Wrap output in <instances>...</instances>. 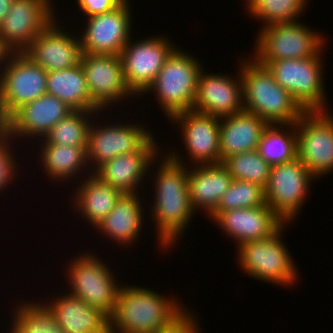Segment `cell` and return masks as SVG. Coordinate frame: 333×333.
<instances>
[{
  "label": "cell",
  "mask_w": 333,
  "mask_h": 333,
  "mask_svg": "<svg viewBox=\"0 0 333 333\" xmlns=\"http://www.w3.org/2000/svg\"><path fill=\"white\" fill-rule=\"evenodd\" d=\"M178 153L177 151H170L166 153L167 155L164 153L161 164L153 165L157 162L156 159H159L158 154L150 164L151 167L159 166L157 173L154 172L153 177H156L152 180L155 189L154 204L152 208L150 207L152 211L149 214L152 215L154 228L157 231L158 247L164 251L167 249L169 251L179 239L183 238V232L189 227L188 222L195 216L189 198V166Z\"/></svg>",
  "instance_id": "6da1fadb"
},
{
  "label": "cell",
  "mask_w": 333,
  "mask_h": 333,
  "mask_svg": "<svg viewBox=\"0 0 333 333\" xmlns=\"http://www.w3.org/2000/svg\"><path fill=\"white\" fill-rule=\"evenodd\" d=\"M158 293L142 286L121 285L109 317V333H157L187 311L175 296Z\"/></svg>",
  "instance_id": "7a4b0ae2"
},
{
  "label": "cell",
  "mask_w": 333,
  "mask_h": 333,
  "mask_svg": "<svg viewBox=\"0 0 333 333\" xmlns=\"http://www.w3.org/2000/svg\"><path fill=\"white\" fill-rule=\"evenodd\" d=\"M248 58L239 63L244 110L256 114L269 125L296 123L306 111L275 81L266 66L250 55Z\"/></svg>",
  "instance_id": "3957f363"
},
{
  "label": "cell",
  "mask_w": 333,
  "mask_h": 333,
  "mask_svg": "<svg viewBox=\"0 0 333 333\" xmlns=\"http://www.w3.org/2000/svg\"><path fill=\"white\" fill-rule=\"evenodd\" d=\"M195 58L177 46L144 92H154L156 101L168 120L179 113L192 110L199 74L203 69L199 59Z\"/></svg>",
  "instance_id": "277c9868"
},
{
  "label": "cell",
  "mask_w": 333,
  "mask_h": 333,
  "mask_svg": "<svg viewBox=\"0 0 333 333\" xmlns=\"http://www.w3.org/2000/svg\"><path fill=\"white\" fill-rule=\"evenodd\" d=\"M286 226L284 223L273 235L237 247L236 258L244 274L279 286L290 287L297 282V265L282 240Z\"/></svg>",
  "instance_id": "5b68a950"
},
{
  "label": "cell",
  "mask_w": 333,
  "mask_h": 333,
  "mask_svg": "<svg viewBox=\"0 0 333 333\" xmlns=\"http://www.w3.org/2000/svg\"><path fill=\"white\" fill-rule=\"evenodd\" d=\"M86 252L69 260L66 270L69 294L99 309L108 318L113 314L118 293L122 283L118 282L98 255ZM111 271V272H110ZM116 279V280H115Z\"/></svg>",
  "instance_id": "8992f818"
},
{
  "label": "cell",
  "mask_w": 333,
  "mask_h": 333,
  "mask_svg": "<svg viewBox=\"0 0 333 333\" xmlns=\"http://www.w3.org/2000/svg\"><path fill=\"white\" fill-rule=\"evenodd\" d=\"M256 36L254 55L258 63L315 56L325 48V35L315 32L300 20L261 26Z\"/></svg>",
  "instance_id": "52a82bcc"
},
{
  "label": "cell",
  "mask_w": 333,
  "mask_h": 333,
  "mask_svg": "<svg viewBox=\"0 0 333 333\" xmlns=\"http://www.w3.org/2000/svg\"><path fill=\"white\" fill-rule=\"evenodd\" d=\"M322 50L309 58L282 59L260 64L268 68L275 81L289 91L305 111H327Z\"/></svg>",
  "instance_id": "ba28073f"
},
{
  "label": "cell",
  "mask_w": 333,
  "mask_h": 333,
  "mask_svg": "<svg viewBox=\"0 0 333 333\" xmlns=\"http://www.w3.org/2000/svg\"><path fill=\"white\" fill-rule=\"evenodd\" d=\"M0 70V126L20 107L47 93L48 72L27 55L8 53Z\"/></svg>",
  "instance_id": "9c48e42d"
},
{
  "label": "cell",
  "mask_w": 333,
  "mask_h": 333,
  "mask_svg": "<svg viewBox=\"0 0 333 333\" xmlns=\"http://www.w3.org/2000/svg\"><path fill=\"white\" fill-rule=\"evenodd\" d=\"M314 178L298 157L271 166L265 187L266 204L284 223L293 222L302 211Z\"/></svg>",
  "instance_id": "30bf717a"
},
{
  "label": "cell",
  "mask_w": 333,
  "mask_h": 333,
  "mask_svg": "<svg viewBox=\"0 0 333 333\" xmlns=\"http://www.w3.org/2000/svg\"><path fill=\"white\" fill-rule=\"evenodd\" d=\"M328 112L306 111L295 123L297 157L315 179L333 172V113Z\"/></svg>",
  "instance_id": "8fae6325"
},
{
  "label": "cell",
  "mask_w": 333,
  "mask_h": 333,
  "mask_svg": "<svg viewBox=\"0 0 333 333\" xmlns=\"http://www.w3.org/2000/svg\"><path fill=\"white\" fill-rule=\"evenodd\" d=\"M131 40L133 38L120 53V59L126 85L139 98L152 84L165 60L177 46L163 35H153L134 42Z\"/></svg>",
  "instance_id": "7c38bea8"
},
{
  "label": "cell",
  "mask_w": 333,
  "mask_h": 333,
  "mask_svg": "<svg viewBox=\"0 0 333 333\" xmlns=\"http://www.w3.org/2000/svg\"><path fill=\"white\" fill-rule=\"evenodd\" d=\"M53 4L51 0H14L0 23L2 46L9 53L24 52L56 18Z\"/></svg>",
  "instance_id": "4fadbf2b"
},
{
  "label": "cell",
  "mask_w": 333,
  "mask_h": 333,
  "mask_svg": "<svg viewBox=\"0 0 333 333\" xmlns=\"http://www.w3.org/2000/svg\"><path fill=\"white\" fill-rule=\"evenodd\" d=\"M97 121L92 119L89 129L87 160L91 172L115 156L139 151L154 136L150 129L138 123L112 122L110 125L106 122L103 127Z\"/></svg>",
  "instance_id": "5bb4252c"
},
{
  "label": "cell",
  "mask_w": 333,
  "mask_h": 333,
  "mask_svg": "<svg viewBox=\"0 0 333 333\" xmlns=\"http://www.w3.org/2000/svg\"><path fill=\"white\" fill-rule=\"evenodd\" d=\"M129 0L115 9L87 18L80 37L82 52L93 55H120L132 38V16ZM84 31V32H83Z\"/></svg>",
  "instance_id": "9a60e30c"
},
{
  "label": "cell",
  "mask_w": 333,
  "mask_h": 333,
  "mask_svg": "<svg viewBox=\"0 0 333 333\" xmlns=\"http://www.w3.org/2000/svg\"><path fill=\"white\" fill-rule=\"evenodd\" d=\"M81 65L94 103L104 112L117 102L135 95L127 87L120 55H93L83 52ZM115 103V104H114Z\"/></svg>",
  "instance_id": "2e32d148"
},
{
  "label": "cell",
  "mask_w": 333,
  "mask_h": 333,
  "mask_svg": "<svg viewBox=\"0 0 333 333\" xmlns=\"http://www.w3.org/2000/svg\"><path fill=\"white\" fill-rule=\"evenodd\" d=\"M72 111L59 98L46 93L17 109L0 128L13 142L19 137L43 139L53 126ZM38 136L41 138H36Z\"/></svg>",
  "instance_id": "e0dca14e"
},
{
  "label": "cell",
  "mask_w": 333,
  "mask_h": 333,
  "mask_svg": "<svg viewBox=\"0 0 333 333\" xmlns=\"http://www.w3.org/2000/svg\"><path fill=\"white\" fill-rule=\"evenodd\" d=\"M188 156L195 165L220 163V117L188 110L173 116Z\"/></svg>",
  "instance_id": "ac0fdd59"
},
{
  "label": "cell",
  "mask_w": 333,
  "mask_h": 333,
  "mask_svg": "<svg viewBox=\"0 0 333 333\" xmlns=\"http://www.w3.org/2000/svg\"><path fill=\"white\" fill-rule=\"evenodd\" d=\"M58 21L54 19L23 52L47 72L81 63L83 52L80 37L70 35L71 31L66 32Z\"/></svg>",
  "instance_id": "d6986e66"
},
{
  "label": "cell",
  "mask_w": 333,
  "mask_h": 333,
  "mask_svg": "<svg viewBox=\"0 0 333 333\" xmlns=\"http://www.w3.org/2000/svg\"><path fill=\"white\" fill-rule=\"evenodd\" d=\"M204 70L199 74L192 110L220 118L244 110L240 71L233 78L224 73L207 74Z\"/></svg>",
  "instance_id": "ffe728a7"
},
{
  "label": "cell",
  "mask_w": 333,
  "mask_h": 333,
  "mask_svg": "<svg viewBox=\"0 0 333 333\" xmlns=\"http://www.w3.org/2000/svg\"><path fill=\"white\" fill-rule=\"evenodd\" d=\"M231 237L237 246L273 235L284 222L267 205L212 213L207 219Z\"/></svg>",
  "instance_id": "44dd1931"
},
{
  "label": "cell",
  "mask_w": 333,
  "mask_h": 333,
  "mask_svg": "<svg viewBox=\"0 0 333 333\" xmlns=\"http://www.w3.org/2000/svg\"><path fill=\"white\" fill-rule=\"evenodd\" d=\"M154 136L137 152L121 154L103 163L93 173L122 194L139 193L144 178L149 174L152 160L160 148ZM139 184V185H138Z\"/></svg>",
  "instance_id": "7402d4cb"
},
{
  "label": "cell",
  "mask_w": 333,
  "mask_h": 333,
  "mask_svg": "<svg viewBox=\"0 0 333 333\" xmlns=\"http://www.w3.org/2000/svg\"><path fill=\"white\" fill-rule=\"evenodd\" d=\"M188 170L189 198L192 209L194 212L204 211L203 213L206 214L204 216L209 217L230 187L233 178L222 163L193 165Z\"/></svg>",
  "instance_id": "603a6c76"
},
{
  "label": "cell",
  "mask_w": 333,
  "mask_h": 333,
  "mask_svg": "<svg viewBox=\"0 0 333 333\" xmlns=\"http://www.w3.org/2000/svg\"><path fill=\"white\" fill-rule=\"evenodd\" d=\"M51 300L44 304L66 333H109V318L78 297L66 292Z\"/></svg>",
  "instance_id": "cb8c5ba5"
},
{
  "label": "cell",
  "mask_w": 333,
  "mask_h": 333,
  "mask_svg": "<svg viewBox=\"0 0 333 333\" xmlns=\"http://www.w3.org/2000/svg\"><path fill=\"white\" fill-rule=\"evenodd\" d=\"M268 123L256 114L242 110L220 118V163L227 157L257 150Z\"/></svg>",
  "instance_id": "d4e9b609"
},
{
  "label": "cell",
  "mask_w": 333,
  "mask_h": 333,
  "mask_svg": "<svg viewBox=\"0 0 333 333\" xmlns=\"http://www.w3.org/2000/svg\"><path fill=\"white\" fill-rule=\"evenodd\" d=\"M138 195L122 194L115 207L94 229L123 247L133 245L134 241L136 243L144 227L146 212L142 206L143 199H139Z\"/></svg>",
  "instance_id": "484cf974"
},
{
  "label": "cell",
  "mask_w": 333,
  "mask_h": 333,
  "mask_svg": "<svg viewBox=\"0 0 333 333\" xmlns=\"http://www.w3.org/2000/svg\"><path fill=\"white\" fill-rule=\"evenodd\" d=\"M89 171L85 172L86 176L83 175L85 178H81L80 175L79 178L85 180L79 182L80 184L75 188L72 204H75V211H81L80 215L86 219L85 222L88 221V224L96 227L115 207L122 193Z\"/></svg>",
  "instance_id": "4316f807"
},
{
  "label": "cell",
  "mask_w": 333,
  "mask_h": 333,
  "mask_svg": "<svg viewBox=\"0 0 333 333\" xmlns=\"http://www.w3.org/2000/svg\"><path fill=\"white\" fill-rule=\"evenodd\" d=\"M41 153H39V163L43 172L48 175L51 180H55L57 183L68 182L73 178H78L80 173L83 175V170L87 171L89 168L87 160V147L88 146H67L60 144L46 143L43 139H40ZM86 167V168H85ZM44 168V169H43ZM83 169V170H82ZM82 170V171H81ZM69 179V180H68Z\"/></svg>",
  "instance_id": "83f0119b"
},
{
  "label": "cell",
  "mask_w": 333,
  "mask_h": 333,
  "mask_svg": "<svg viewBox=\"0 0 333 333\" xmlns=\"http://www.w3.org/2000/svg\"><path fill=\"white\" fill-rule=\"evenodd\" d=\"M46 86L48 94L59 98L73 111H102L92 100L81 63L48 72Z\"/></svg>",
  "instance_id": "f1b7e54d"
},
{
  "label": "cell",
  "mask_w": 333,
  "mask_h": 333,
  "mask_svg": "<svg viewBox=\"0 0 333 333\" xmlns=\"http://www.w3.org/2000/svg\"><path fill=\"white\" fill-rule=\"evenodd\" d=\"M257 151L271 166L297 158L295 123L268 125L262 134Z\"/></svg>",
  "instance_id": "f546056e"
},
{
  "label": "cell",
  "mask_w": 333,
  "mask_h": 333,
  "mask_svg": "<svg viewBox=\"0 0 333 333\" xmlns=\"http://www.w3.org/2000/svg\"><path fill=\"white\" fill-rule=\"evenodd\" d=\"M23 302L12 311L9 333H66L43 302Z\"/></svg>",
  "instance_id": "4dcf8cb0"
},
{
  "label": "cell",
  "mask_w": 333,
  "mask_h": 333,
  "mask_svg": "<svg viewBox=\"0 0 333 333\" xmlns=\"http://www.w3.org/2000/svg\"><path fill=\"white\" fill-rule=\"evenodd\" d=\"M101 112L103 111H72L53 126L43 140L50 144L88 146L91 119Z\"/></svg>",
  "instance_id": "1f68e13d"
},
{
  "label": "cell",
  "mask_w": 333,
  "mask_h": 333,
  "mask_svg": "<svg viewBox=\"0 0 333 333\" xmlns=\"http://www.w3.org/2000/svg\"><path fill=\"white\" fill-rule=\"evenodd\" d=\"M221 163L227 168L233 179L252 182L265 189L271 165L257 150L231 155Z\"/></svg>",
  "instance_id": "d6a6232c"
},
{
  "label": "cell",
  "mask_w": 333,
  "mask_h": 333,
  "mask_svg": "<svg viewBox=\"0 0 333 333\" xmlns=\"http://www.w3.org/2000/svg\"><path fill=\"white\" fill-rule=\"evenodd\" d=\"M309 0H261L248 14L262 20V26L294 22L307 8Z\"/></svg>",
  "instance_id": "836d02e7"
},
{
  "label": "cell",
  "mask_w": 333,
  "mask_h": 333,
  "mask_svg": "<svg viewBox=\"0 0 333 333\" xmlns=\"http://www.w3.org/2000/svg\"><path fill=\"white\" fill-rule=\"evenodd\" d=\"M266 204L265 189L252 182L233 179L213 213L260 207Z\"/></svg>",
  "instance_id": "e575fe53"
},
{
  "label": "cell",
  "mask_w": 333,
  "mask_h": 333,
  "mask_svg": "<svg viewBox=\"0 0 333 333\" xmlns=\"http://www.w3.org/2000/svg\"><path fill=\"white\" fill-rule=\"evenodd\" d=\"M11 142L12 139L0 128V193H3L4 189H7L6 186L13 183L12 180L18 175V159L12 153L14 147L11 148Z\"/></svg>",
  "instance_id": "d590c367"
},
{
  "label": "cell",
  "mask_w": 333,
  "mask_h": 333,
  "mask_svg": "<svg viewBox=\"0 0 333 333\" xmlns=\"http://www.w3.org/2000/svg\"><path fill=\"white\" fill-rule=\"evenodd\" d=\"M197 318L195 313L187 309L173 324L157 333H201L202 329L198 328L200 325Z\"/></svg>",
  "instance_id": "8d00e7d4"
},
{
  "label": "cell",
  "mask_w": 333,
  "mask_h": 333,
  "mask_svg": "<svg viewBox=\"0 0 333 333\" xmlns=\"http://www.w3.org/2000/svg\"><path fill=\"white\" fill-rule=\"evenodd\" d=\"M79 10L86 17L109 12L118 7L124 0H76Z\"/></svg>",
  "instance_id": "74e56055"
},
{
  "label": "cell",
  "mask_w": 333,
  "mask_h": 333,
  "mask_svg": "<svg viewBox=\"0 0 333 333\" xmlns=\"http://www.w3.org/2000/svg\"><path fill=\"white\" fill-rule=\"evenodd\" d=\"M14 0H0V23L6 17Z\"/></svg>",
  "instance_id": "f35d334b"
},
{
  "label": "cell",
  "mask_w": 333,
  "mask_h": 333,
  "mask_svg": "<svg viewBox=\"0 0 333 333\" xmlns=\"http://www.w3.org/2000/svg\"><path fill=\"white\" fill-rule=\"evenodd\" d=\"M8 53L9 52L2 46V44L0 42V70H1L2 66L4 65L2 63H4Z\"/></svg>",
  "instance_id": "ab89813d"
},
{
  "label": "cell",
  "mask_w": 333,
  "mask_h": 333,
  "mask_svg": "<svg viewBox=\"0 0 333 333\" xmlns=\"http://www.w3.org/2000/svg\"><path fill=\"white\" fill-rule=\"evenodd\" d=\"M261 0H246V7L247 13L250 12Z\"/></svg>",
  "instance_id": "60d3db41"
}]
</instances>
